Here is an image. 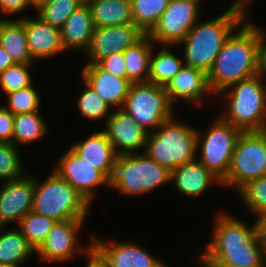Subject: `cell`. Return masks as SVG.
Returning <instances> with one entry per match:
<instances>
[{
    "mask_svg": "<svg viewBox=\"0 0 266 267\" xmlns=\"http://www.w3.org/2000/svg\"><path fill=\"white\" fill-rule=\"evenodd\" d=\"M213 237L201 261L215 267H265L264 246L257 223L248 228L229 214L216 216Z\"/></svg>",
    "mask_w": 266,
    "mask_h": 267,
    "instance_id": "obj_1",
    "label": "cell"
},
{
    "mask_svg": "<svg viewBox=\"0 0 266 267\" xmlns=\"http://www.w3.org/2000/svg\"><path fill=\"white\" fill-rule=\"evenodd\" d=\"M258 27L242 23L240 31L232 33L220 49L208 72L212 94H220L232 84L258 74Z\"/></svg>",
    "mask_w": 266,
    "mask_h": 267,
    "instance_id": "obj_2",
    "label": "cell"
},
{
    "mask_svg": "<svg viewBox=\"0 0 266 267\" xmlns=\"http://www.w3.org/2000/svg\"><path fill=\"white\" fill-rule=\"evenodd\" d=\"M246 12L235 7L217 18L204 23H196L179 43L185 47L184 64L198 68L208 74L213 67L220 49L236 27L247 19Z\"/></svg>",
    "mask_w": 266,
    "mask_h": 267,
    "instance_id": "obj_3",
    "label": "cell"
},
{
    "mask_svg": "<svg viewBox=\"0 0 266 267\" xmlns=\"http://www.w3.org/2000/svg\"><path fill=\"white\" fill-rule=\"evenodd\" d=\"M197 133L193 127L171 118L148 134L145 154L172 172L177 166L195 160Z\"/></svg>",
    "mask_w": 266,
    "mask_h": 267,
    "instance_id": "obj_4",
    "label": "cell"
},
{
    "mask_svg": "<svg viewBox=\"0 0 266 267\" xmlns=\"http://www.w3.org/2000/svg\"><path fill=\"white\" fill-rule=\"evenodd\" d=\"M170 173L145 153L119 155L110 169L107 185L122 195H139L169 182Z\"/></svg>",
    "mask_w": 266,
    "mask_h": 267,
    "instance_id": "obj_5",
    "label": "cell"
},
{
    "mask_svg": "<svg viewBox=\"0 0 266 267\" xmlns=\"http://www.w3.org/2000/svg\"><path fill=\"white\" fill-rule=\"evenodd\" d=\"M34 178L32 211L57 222L85 219L90 203L56 172L38 184Z\"/></svg>",
    "mask_w": 266,
    "mask_h": 267,
    "instance_id": "obj_6",
    "label": "cell"
},
{
    "mask_svg": "<svg viewBox=\"0 0 266 267\" xmlns=\"http://www.w3.org/2000/svg\"><path fill=\"white\" fill-rule=\"evenodd\" d=\"M260 75L232 84L228 93V110L220 115L224 121L242 131L266 129V84Z\"/></svg>",
    "mask_w": 266,
    "mask_h": 267,
    "instance_id": "obj_7",
    "label": "cell"
},
{
    "mask_svg": "<svg viewBox=\"0 0 266 267\" xmlns=\"http://www.w3.org/2000/svg\"><path fill=\"white\" fill-rule=\"evenodd\" d=\"M262 176H266V133L242 131L232 154L229 171L221 185H231L239 191L248 182Z\"/></svg>",
    "mask_w": 266,
    "mask_h": 267,
    "instance_id": "obj_8",
    "label": "cell"
},
{
    "mask_svg": "<svg viewBox=\"0 0 266 267\" xmlns=\"http://www.w3.org/2000/svg\"><path fill=\"white\" fill-rule=\"evenodd\" d=\"M172 105L165 87L139 82L131 84L122 109L150 133L173 118Z\"/></svg>",
    "mask_w": 266,
    "mask_h": 267,
    "instance_id": "obj_9",
    "label": "cell"
},
{
    "mask_svg": "<svg viewBox=\"0 0 266 267\" xmlns=\"http://www.w3.org/2000/svg\"><path fill=\"white\" fill-rule=\"evenodd\" d=\"M218 118L208 128L209 131L203 136L204 138H201L198 131L197 147L201 145L200 142L203 139L200 146V162L222 181L229 171L232 154L242 130L224 121L221 117Z\"/></svg>",
    "mask_w": 266,
    "mask_h": 267,
    "instance_id": "obj_10",
    "label": "cell"
},
{
    "mask_svg": "<svg viewBox=\"0 0 266 267\" xmlns=\"http://www.w3.org/2000/svg\"><path fill=\"white\" fill-rule=\"evenodd\" d=\"M199 9V4L191 0H170L148 36L154 43L178 45L196 24Z\"/></svg>",
    "mask_w": 266,
    "mask_h": 267,
    "instance_id": "obj_11",
    "label": "cell"
},
{
    "mask_svg": "<svg viewBox=\"0 0 266 267\" xmlns=\"http://www.w3.org/2000/svg\"><path fill=\"white\" fill-rule=\"evenodd\" d=\"M146 34L134 23L118 26L95 28L87 53L90 61L87 64H96L106 56L124 52L127 48L136 45Z\"/></svg>",
    "mask_w": 266,
    "mask_h": 267,
    "instance_id": "obj_12",
    "label": "cell"
},
{
    "mask_svg": "<svg viewBox=\"0 0 266 267\" xmlns=\"http://www.w3.org/2000/svg\"><path fill=\"white\" fill-rule=\"evenodd\" d=\"M56 172L74 187L90 204L93 201V188L107 185V177L92 165L83 161L71 148L59 161Z\"/></svg>",
    "mask_w": 266,
    "mask_h": 267,
    "instance_id": "obj_13",
    "label": "cell"
},
{
    "mask_svg": "<svg viewBox=\"0 0 266 267\" xmlns=\"http://www.w3.org/2000/svg\"><path fill=\"white\" fill-rule=\"evenodd\" d=\"M104 131L118 156L146 147L149 134L122 108L112 112Z\"/></svg>",
    "mask_w": 266,
    "mask_h": 267,
    "instance_id": "obj_14",
    "label": "cell"
},
{
    "mask_svg": "<svg viewBox=\"0 0 266 267\" xmlns=\"http://www.w3.org/2000/svg\"><path fill=\"white\" fill-rule=\"evenodd\" d=\"M34 177L6 181L0 190V226L19 221L33 207Z\"/></svg>",
    "mask_w": 266,
    "mask_h": 267,
    "instance_id": "obj_15",
    "label": "cell"
},
{
    "mask_svg": "<svg viewBox=\"0 0 266 267\" xmlns=\"http://www.w3.org/2000/svg\"><path fill=\"white\" fill-rule=\"evenodd\" d=\"M92 249L109 267H167L133 242L109 244L93 237Z\"/></svg>",
    "mask_w": 266,
    "mask_h": 267,
    "instance_id": "obj_16",
    "label": "cell"
},
{
    "mask_svg": "<svg viewBox=\"0 0 266 267\" xmlns=\"http://www.w3.org/2000/svg\"><path fill=\"white\" fill-rule=\"evenodd\" d=\"M85 219L56 222L41 246L36 250L44 261L60 262L68 260L76 252L77 232Z\"/></svg>",
    "mask_w": 266,
    "mask_h": 267,
    "instance_id": "obj_17",
    "label": "cell"
},
{
    "mask_svg": "<svg viewBox=\"0 0 266 267\" xmlns=\"http://www.w3.org/2000/svg\"><path fill=\"white\" fill-rule=\"evenodd\" d=\"M83 80L110 106L123 108L131 82L101 69L97 64H87L82 70Z\"/></svg>",
    "mask_w": 266,
    "mask_h": 267,
    "instance_id": "obj_18",
    "label": "cell"
},
{
    "mask_svg": "<svg viewBox=\"0 0 266 267\" xmlns=\"http://www.w3.org/2000/svg\"><path fill=\"white\" fill-rule=\"evenodd\" d=\"M24 26L32 59L48 58L64 51L61 29L51 26L38 16L37 19L24 18Z\"/></svg>",
    "mask_w": 266,
    "mask_h": 267,
    "instance_id": "obj_19",
    "label": "cell"
},
{
    "mask_svg": "<svg viewBox=\"0 0 266 267\" xmlns=\"http://www.w3.org/2000/svg\"><path fill=\"white\" fill-rule=\"evenodd\" d=\"M165 89L172 104L178 97L199 104L206 93H211L207 73L185 64Z\"/></svg>",
    "mask_w": 266,
    "mask_h": 267,
    "instance_id": "obj_20",
    "label": "cell"
},
{
    "mask_svg": "<svg viewBox=\"0 0 266 267\" xmlns=\"http://www.w3.org/2000/svg\"><path fill=\"white\" fill-rule=\"evenodd\" d=\"M71 149L83 161L101 171L106 177L118 157L104 130L97 131L86 140L75 143Z\"/></svg>",
    "mask_w": 266,
    "mask_h": 267,
    "instance_id": "obj_21",
    "label": "cell"
},
{
    "mask_svg": "<svg viewBox=\"0 0 266 267\" xmlns=\"http://www.w3.org/2000/svg\"><path fill=\"white\" fill-rule=\"evenodd\" d=\"M173 180L176 189L187 196L204 193L213 181L222 184L218 177L196 159L177 166L170 173V182Z\"/></svg>",
    "mask_w": 266,
    "mask_h": 267,
    "instance_id": "obj_22",
    "label": "cell"
},
{
    "mask_svg": "<svg viewBox=\"0 0 266 267\" xmlns=\"http://www.w3.org/2000/svg\"><path fill=\"white\" fill-rule=\"evenodd\" d=\"M95 27L89 5L85 2L65 21L61 28L64 50L83 48L87 51Z\"/></svg>",
    "mask_w": 266,
    "mask_h": 267,
    "instance_id": "obj_23",
    "label": "cell"
},
{
    "mask_svg": "<svg viewBox=\"0 0 266 267\" xmlns=\"http://www.w3.org/2000/svg\"><path fill=\"white\" fill-rule=\"evenodd\" d=\"M95 28L133 24L131 0H85Z\"/></svg>",
    "mask_w": 266,
    "mask_h": 267,
    "instance_id": "obj_24",
    "label": "cell"
},
{
    "mask_svg": "<svg viewBox=\"0 0 266 267\" xmlns=\"http://www.w3.org/2000/svg\"><path fill=\"white\" fill-rule=\"evenodd\" d=\"M0 47L17 64H31L33 61L26 40L24 18L19 20H0Z\"/></svg>",
    "mask_w": 266,
    "mask_h": 267,
    "instance_id": "obj_25",
    "label": "cell"
},
{
    "mask_svg": "<svg viewBox=\"0 0 266 267\" xmlns=\"http://www.w3.org/2000/svg\"><path fill=\"white\" fill-rule=\"evenodd\" d=\"M154 42L146 35L136 45L123 52L127 79L131 83L148 82L150 58Z\"/></svg>",
    "mask_w": 266,
    "mask_h": 267,
    "instance_id": "obj_26",
    "label": "cell"
},
{
    "mask_svg": "<svg viewBox=\"0 0 266 267\" xmlns=\"http://www.w3.org/2000/svg\"><path fill=\"white\" fill-rule=\"evenodd\" d=\"M0 263L19 267L35 249L29 244L27 238L18 229L0 232ZM20 263V264H19Z\"/></svg>",
    "mask_w": 266,
    "mask_h": 267,
    "instance_id": "obj_27",
    "label": "cell"
},
{
    "mask_svg": "<svg viewBox=\"0 0 266 267\" xmlns=\"http://www.w3.org/2000/svg\"><path fill=\"white\" fill-rule=\"evenodd\" d=\"M164 47L158 51L157 55L153 52L150 58V71L148 82L166 87L171 79L180 71L184 61L178 59L169 49ZM183 62V63H182Z\"/></svg>",
    "mask_w": 266,
    "mask_h": 267,
    "instance_id": "obj_28",
    "label": "cell"
},
{
    "mask_svg": "<svg viewBox=\"0 0 266 267\" xmlns=\"http://www.w3.org/2000/svg\"><path fill=\"white\" fill-rule=\"evenodd\" d=\"M133 22L146 35L159 22L170 0H131Z\"/></svg>",
    "mask_w": 266,
    "mask_h": 267,
    "instance_id": "obj_29",
    "label": "cell"
},
{
    "mask_svg": "<svg viewBox=\"0 0 266 267\" xmlns=\"http://www.w3.org/2000/svg\"><path fill=\"white\" fill-rule=\"evenodd\" d=\"M46 124L38 111L14 116V145L27 144L46 134Z\"/></svg>",
    "mask_w": 266,
    "mask_h": 267,
    "instance_id": "obj_30",
    "label": "cell"
},
{
    "mask_svg": "<svg viewBox=\"0 0 266 267\" xmlns=\"http://www.w3.org/2000/svg\"><path fill=\"white\" fill-rule=\"evenodd\" d=\"M56 222L51 218L30 211L18 224L20 232L27 238L29 244L36 251L44 242Z\"/></svg>",
    "mask_w": 266,
    "mask_h": 267,
    "instance_id": "obj_31",
    "label": "cell"
},
{
    "mask_svg": "<svg viewBox=\"0 0 266 267\" xmlns=\"http://www.w3.org/2000/svg\"><path fill=\"white\" fill-rule=\"evenodd\" d=\"M84 3L85 0H48L37 10L38 17L61 29L67 18Z\"/></svg>",
    "mask_w": 266,
    "mask_h": 267,
    "instance_id": "obj_32",
    "label": "cell"
},
{
    "mask_svg": "<svg viewBox=\"0 0 266 267\" xmlns=\"http://www.w3.org/2000/svg\"><path fill=\"white\" fill-rule=\"evenodd\" d=\"M86 89L81 93L79 100L77 102L80 108L81 115L88 119H99L102 117L106 118V123L108 122L112 113H108L110 105L104 101V99L85 81Z\"/></svg>",
    "mask_w": 266,
    "mask_h": 267,
    "instance_id": "obj_33",
    "label": "cell"
},
{
    "mask_svg": "<svg viewBox=\"0 0 266 267\" xmlns=\"http://www.w3.org/2000/svg\"><path fill=\"white\" fill-rule=\"evenodd\" d=\"M6 95L8 96L9 106L4 107L14 116L38 111L40 96L32 85L17 91H12Z\"/></svg>",
    "mask_w": 266,
    "mask_h": 267,
    "instance_id": "obj_34",
    "label": "cell"
},
{
    "mask_svg": "<svg viewBox=\"0 0 266 267\" xmlns=\"http://www.w3.org/2000/svg\"><path fill=\"white\" fill-rule=\"evenodd\" d=\"M17 151L13 143H0V179L3 181L18 180L25 176Z\"/></svg>",
    "mask_w": 266,
    "mask_h": 267,
    "instance_id": "obj_35",
    "label": "cell"
},
{
    "mask_svg": "<svg viewBox=\"0 0 266 267\" xmlns=\"http://www.w3.org/2000/svg\"><path fill=\"white\" fill-rule=\"evenodd\" d=\"M239 194L246 206L258 215L266 208V176L248 182L239 190Z\"/></svg>",
    "mask_w": 266,
    "mask_h": 267,
    "instance_id": "obj_36",
    "label": "cell"
},
{
    "mask_svg": "<svg viewBox=\"0 0 266 267\" xmlns=\"http://www.w3.org/2000/svg\"><path fill=\"white\" fill-rule=\"evenodd\" d=\"M30 65L16 63L0 72V84L6 94L32 85L27 71Z\"/></svg>",
    "mask_w": 266,
    "mask_h": 267,
    "instance_id": "obj_37",
    "label": "cell"
},
{
    "mask_svg": "<svg viewBox=\"0 0 266 267\" xmlns=\"http://www.w3.org/2000/svg\"><path fill=\"white\" fill-rule=\"evenodd\" d=\"M101 69L118 77L127 78L126 65L123 52L106 56L96 63Z\"/></svg>",
    "mask_w": 266,
    "mask_h": 267,
    "instance_id": "obj_38",
    "label": "cell"
},
{
    "mask_svg": "<svg viewBox=\"0 0 266 267\" xmlns=\"http://www.w3.org/2000/svg\"><path fill=\"white\" fill-rule=\"evenodd\" d=\"M0 143L14 144V115L4 106L0 107Z\"/></svg>",
    "mask_w": 266,
    "mask_h": 267,
    "instance_id": "obj_39",
    "label": "cell"
},
{
    "mask_svg": "<svg viewBox=\"0 0 266 267\" xmlns=\"http://www.w3.org/2000/svg\"><path fill=\"white\" fill-rule=\"evenodd\" d=\"M264 31H261L258 28V75L264 78V74H266V34L264 35Z\"/></svg>",
    "mask_w": 266,
    "mask_h": 267,
    "instance_id": "obj_40",
    "label": "cell"
},
{
    "mask_svg": "<svg viewBox=\"0 0 266 267\" xmlns=\"http://www.w3.org/2000/svg\"><path fill=\"white\" fill-rule=\"evenodd\" d=\"M28 0H0V11L7 16L23 11L27 8Z\"/></svg>",
    "mask_w": 266,
    "mask_h": 267,
    "instance_id": "obj_41",
    "label": "cell"
},
{
    "mask_svg": "<svg viewBox=\"0 0 266 267\" xmlns=\"http://www.w3.org/2000/svg\"><path fill=\"white\" fill-rule=\"evenodd\" d=\"M77 251L87 253L90 257L87 267H109L104 262V260L92 249V243H90L89 247H87L86 249L80 248Z\"/></svg>",
    "mask_w": 266,
    "mask_h": 267,
    "instance_id": "obj_42",
    "label": "cell"
},
{
    "mask_svg": "<svg viewBox=\"0 0 266 267\" xmlns=\"http://www.w3.org/2000/svg\"><path fill=\"white\" fill-rule=\"evenodd\" d=\"M16 64L12 57L0 47V72Z\"/></svg>",
    "mask_w": 266,
    "mask_h": 267,
    "instance_id": "obj_43",
    "label": "cell"
},
{
    "mask_svg": "<svg viewBox=\"0 0 266 267\" xmlns=\"http://www.w3.org/2000/svg\"><path fill=\"white\" fill-rule=\"evenodd\" d=\"M259 218L256 220L259 231H266V208L262 210L258 215Z\"/></svg>",
    "mask_w": 266,
    "mask_h": 267,
    "instance_id": "obj_44",
    "label": "cell"
},
{
    "mask_svg": "<svg viewBox=\"0 0 266 267\" xmlns=\"http://www.w3.org/2000/svg\"><path fill=\"white\" fill-rule=\"evenodd\" d=\"M247 2L249 1L248 0H236L235 2H233L232 7L241 9L242 11L246 12Z\"/></svg>",
    "mask_w": 266,
    "mask_h": 267,
    "instance_id": "obj_45",
    "label": "cell"
},
{
    "mask_svg": "<svg viewBox=\"0 0 266 267\" xmlns=\"http://www.w3.org/2000/svg\"><path fill=\"white\" fill-rule=\"evenodd\" d=\"M48 0H28V5L33 6L38 10L42 5L46 4Z\"/></svg>",
    "mask_w": 266,
    "mask_h": 267,
    "instance_id": "obj_46",
    "label": "cell"
},
{
    "mask_svg": "<svg viewBox=\"0 0 266 267\" xmlns=\"http://www.w3.org/2000/svg\"><path fill=\"white\" fill-rule=\"evenodd\" d=\"M260 233H261L262 242H263V246H264V256L266 259V231H260Z\"/></svg>",
    "mask_w": 266,
    "mask_h": 267,
    "instance_id": "obj_47",
    "label": "cell"
},
{
    "mask_svg": "<svg viewBox=\"0 0 266 267\" xmlns=\"http://www.w3.org/2000/svg\"><path fill=\"white\" fill-rule=\"evenodd\" d=\"M202 263H203L204 267H215V266L208 265V264H206V263L203 262V261H202Z\"/></svg>",
    "mask_w": 266,
    "mask_h": 267,
    "instance_id": "obj_48",
    "label": "cell"
},
{
    "mask_svg": "<svg viewBox=\"0 0 266 267\" xmlns=\"http://www.w3.org/2000/svg\"><path fill=\"white\" fill-rule=\"evenodd\" d=\"M0 267H13V266H9V265H5V264L0 263Z\"/></svg>",
    "mask_w": 266,
    "mask_h": 267,
    "instance_id": "obj_49",
    "label": "cell"
},
{
    "mask_svg": "<svg viewBox=\"0 0 266 267\" xmlns=\"http://www.w3.org/2000/svg\"><path fill=\"white\" fill-rule=\"evenodd\" d=\"M191 1H194V2H196V3H200V0H191Z\"/></svg>",
    "mask_w": 266,
    "mask_h": 267,
    "instance_id": "obj_50",
    "label": "cell"
}]
</instances>
